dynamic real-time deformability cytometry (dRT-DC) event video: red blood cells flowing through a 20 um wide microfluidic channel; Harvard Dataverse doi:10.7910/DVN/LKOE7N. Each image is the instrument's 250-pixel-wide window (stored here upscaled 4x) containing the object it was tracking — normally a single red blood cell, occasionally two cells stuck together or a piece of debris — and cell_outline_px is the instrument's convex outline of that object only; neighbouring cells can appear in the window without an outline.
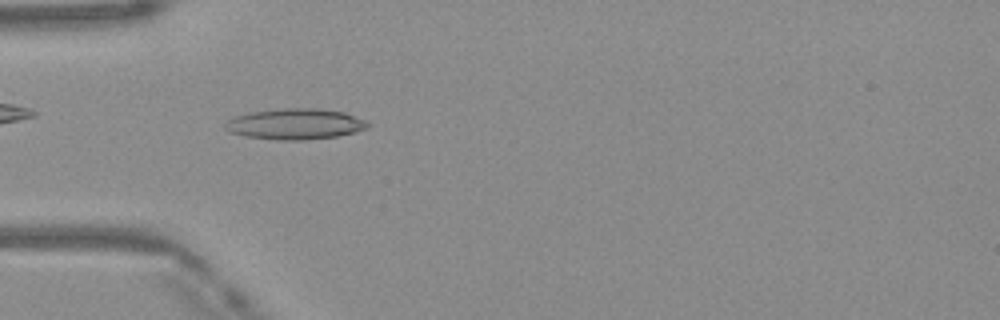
{"species": "Egyptian fruit bat (a non-hibernating species)", "species_latin": "Rousettus aegyptiacus", "temperature_condition": "warm", "stored_images_in_passage": 49, "camera_frame_rate_fps": 3000, "um_per_image_px": 0.085, "frame": {"image": 1, "passage_image": 15, "time_ms": 4.667, "image_size_px": [1000, 320], "cell_outline_px": [[368, 128], [356, 132], [336, 136], [304, 140], [276, 140], [244, 136], [228, 132], [224, 128], [224, 124], [228, 120], [236, 116], [252, 112], [284, 108], [316, 108], [344, 112], [364, 120], [368, 124]], "centroid_in_image_um": [25.06, 10.55], "position_along_channel_um": 59.9, "area_um2": 25.55}}
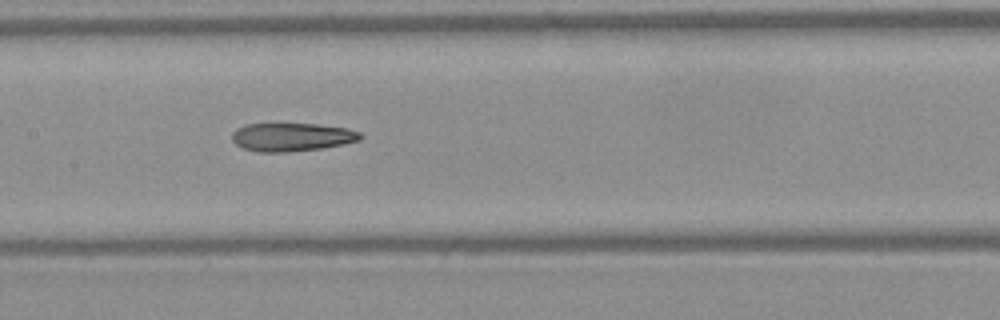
{"frame": {"image": 2, "passage_image": 24, "time_ms": 7.667, "image_size_px": [1000, 320], "cell_outline_px": [[364, 136], [360, 140], [344, 144], [324, 148], [288, 152], [256, 152], [244, 148], [236, 144], [232, 140], [232, 132], [236, 128], [244, 124], [316, 124], [348, 128], [360, 132]], "centroid_in_image_um": [24.82, 11.65], "position_along_channel_um": 182.6, "area_um2": 21.39}}
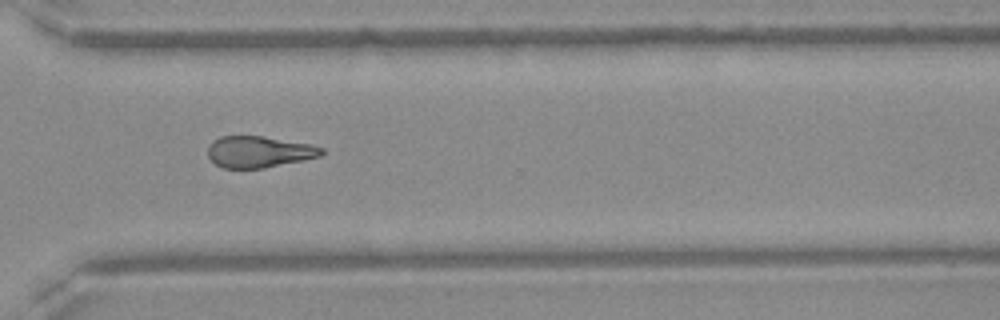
{"frame": {"image": 3, "passage_image": 36, "time_ms": 11.667, "image_size_px": [1000, 320], "cell_outline_px": [[324, 152], [320, 156], [304, 160], [264, 168], [224, 168], [216, 164], [208, 156], [208, 148], [212, 140], [220, 136], [264, 136], [312, 144], [324, 148]], "centroid_in_image_um": [22.03, 12.89], "position_along_channel_um": 348.6, "area_um2": 20.92}, "authors_computed_cell_mechanics": {"area_um2": 22.0218, "velocity_mm_per_s": 4.1588, "shape_relaxation_time_tau1_ms": null, "shape_relaxation_time_tau2_ms": 3.9659, "deformation_change_tau1": null, "deformation_change_tau2": 0.1542}}